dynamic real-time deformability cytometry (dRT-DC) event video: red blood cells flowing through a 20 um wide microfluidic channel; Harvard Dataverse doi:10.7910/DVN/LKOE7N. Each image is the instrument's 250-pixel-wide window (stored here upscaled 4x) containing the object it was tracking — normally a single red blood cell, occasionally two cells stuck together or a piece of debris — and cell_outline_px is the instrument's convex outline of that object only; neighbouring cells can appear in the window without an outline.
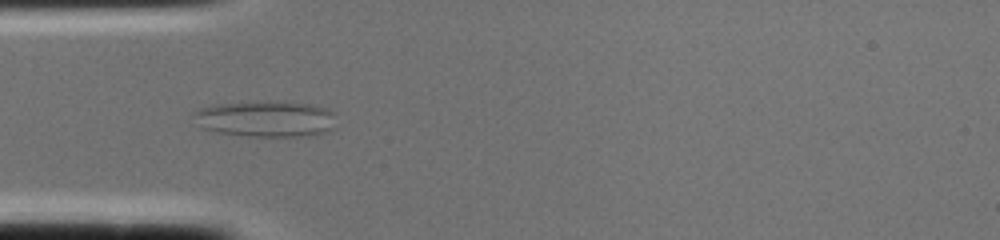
{"species": "common noctule bat (a hibernating species)", "species_latin": "Nyctalus noctula", "temperature_condition": "cold", "stored_images_in_passage": 2, "camera_frame_rate_fps": 3000, "um_per_image_px": 0.085, "animal": {"sex": "female", "body_mass_g": 22.0, "forearm_length_mm": 56.7}, "frame": {"image": 1, "passage_image": 2, "time_ms": 0.333, "image_size_px": [1000, 240], "cell_outline_px": [[332, 128], [324, 132], [308, 136], [248, 136], [216, 132], [200, 128], [192, 116], [192, 112], [196, 108], [216, 104], [284, 100], [312, 104], [328, 108], [332, 112]], "centroid_in_image_um": [22.51, 10.08], "position_along_channel_um": 62.5, "area_um2": 30.35}}